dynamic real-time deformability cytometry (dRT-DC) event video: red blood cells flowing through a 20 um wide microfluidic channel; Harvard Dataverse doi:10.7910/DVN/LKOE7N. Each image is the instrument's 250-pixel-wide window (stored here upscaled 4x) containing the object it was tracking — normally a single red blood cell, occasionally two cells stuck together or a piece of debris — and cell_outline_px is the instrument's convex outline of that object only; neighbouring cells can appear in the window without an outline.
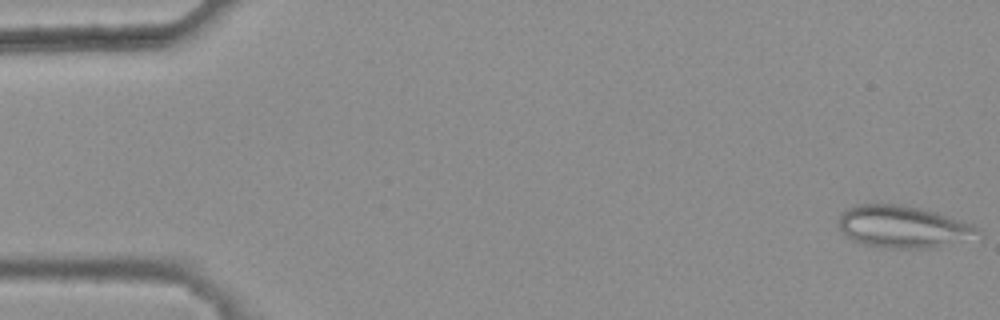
{"species": "common noctule bat (a hibernating species)", "species_latin": "Nyctalus noctula", "temperature_condition": "warm", "stored_images_in_passage": 45, "camera_frame_rate_fps": 3000, "um_per_image_px": 0.085, "animal": {"sex": "female", "body_mass_g": 25.1}, "frame": {"image": 1, "passage_image": 1, "time_ms": 0.0, "image_size_px": [1000, 320], "cell_outline_px": [[980, 232], [960, 240], [936, 248], [884, 248], [860, 244], [852, 240], [840, 232], [836, 224], [840, 212], [856, 204], [900, 204], [920, 208], [936, 212], [972, 224]], "centroid_in_image_um": [76.6, 19.27], "position_along_channel_um": 8.4, "area_um2": 34.16}}
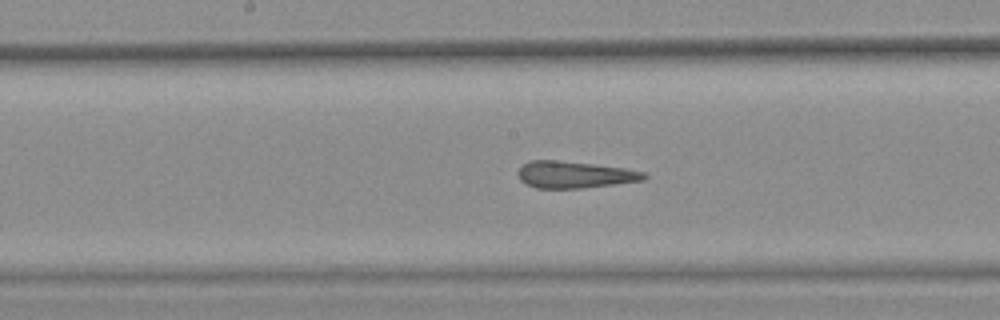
{"frame": {"image": 2, "passage_image": 27, "time_ms": 8.667, "image_size_px": [1000, 320], "cell_outline_px": [[648, 176], [644, 180], [584, 188], [536, 188], [524, 184], [520, 180], [516, 172], [528, 160], [560, 160], [624, 168], [648, 172]], "centroid_in_image_um": [48.83, 14.84], "position_along_channel_um": 199.4, "area_um2": 19.88}}
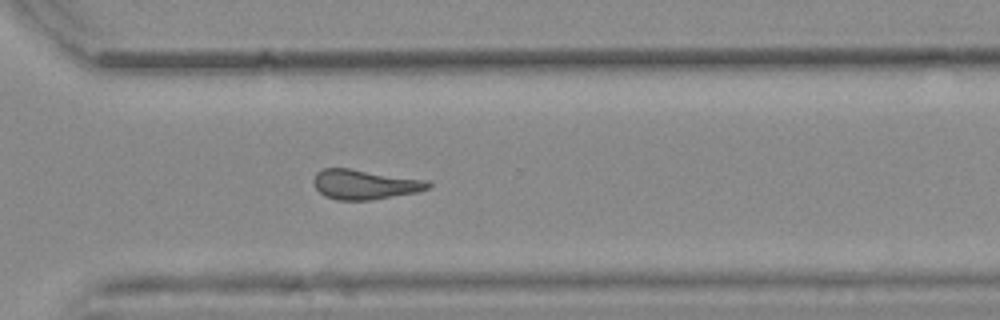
{"frame": {"image": 3, "passage_image": 38, "time_ms": 12.333, "image_size_px": [1000, 320], "cell_outline_px": [[432, 188], [416, 192], [372, 200], [336, 200], [324, 196], [312, 184], [312, 180], [316, 172], [324, 168], [352, 168], [428, 180], [432, 184]], "centroid_in_image_um": [31.0, 15.67], "position_along_channel_um": 339.6, "area_um2": 20.23}, "authors_computed_cell_mechanics": {"area_um2": 20.8658, "velocity_mm_per_s": 3.8193, "shape_relaxation_time_tau1_ms": null, "shape_relaxation_time_tau2_ms": 1.6119, "deformation_change_tau1": null, "deformation_change_tau2": 0.1352}}